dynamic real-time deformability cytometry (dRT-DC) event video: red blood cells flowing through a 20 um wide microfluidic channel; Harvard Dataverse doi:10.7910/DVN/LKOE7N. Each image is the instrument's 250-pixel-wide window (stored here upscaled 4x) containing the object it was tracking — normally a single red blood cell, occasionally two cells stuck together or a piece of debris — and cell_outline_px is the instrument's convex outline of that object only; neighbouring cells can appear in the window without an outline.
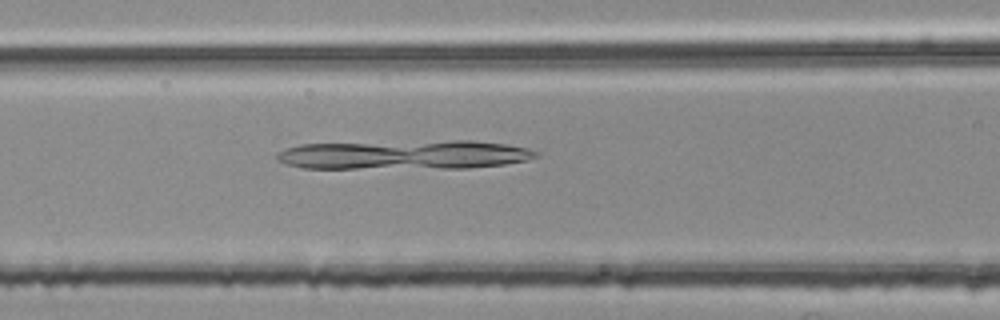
{"species": "common noctule bat (a hibernating species)", "species_latin": "Nyctalus noctula", "temperature_condition": "room temperature", "stored_images_in_passage": 42, "camera_frame_rate_fps": 3000, "um_per_image_px": 0.085, "animal": {"sex": "female", "body_mass_g": 25.1}, "frame": {"image": 1, "passage_image": 11, "time_ms": 3.333, "image_size_px": [1000, 320], "cell_outline_px": [[540, 156], [528, 160], [504, 164], [468, 168], [300, 168], [276, 160], [276, 152], [284, 148], [300, 144], [452, 140], [472, 140], [504, 144], [528, 148], [540, 152]], "centroid_in_image_um": [34.37, 13.15], "position_along_channel_um": 132.2, "area_um2": 44.45}}
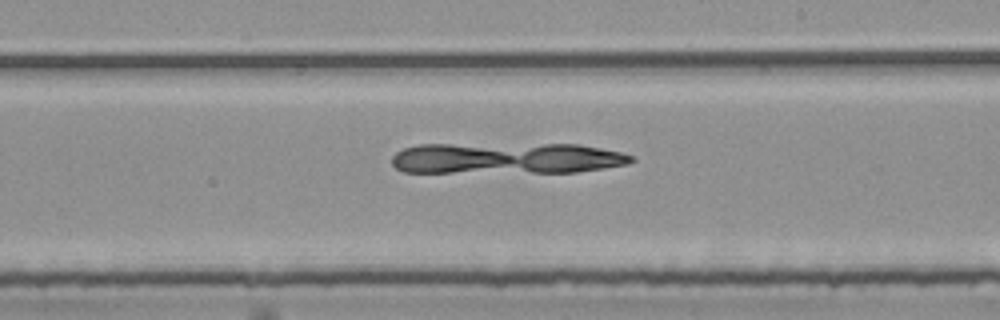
{"frame": {"image": 2, "passage_image": 20, "time_ms": 6.333, "image_size_px": [1000, 320], "cell_outline_px": [[636, 160], [628, 164], [576, 172], [404, 172], [396, 168], [392, 164], [392, 156], [396, 152], [404, 148], [416, 144], [580, 144], [624, 152], [632, 156]], "centroid_in_image_um": [43.07, 13.44], "position_along_channel_um": 245.9, "area_um2": 43.93}}
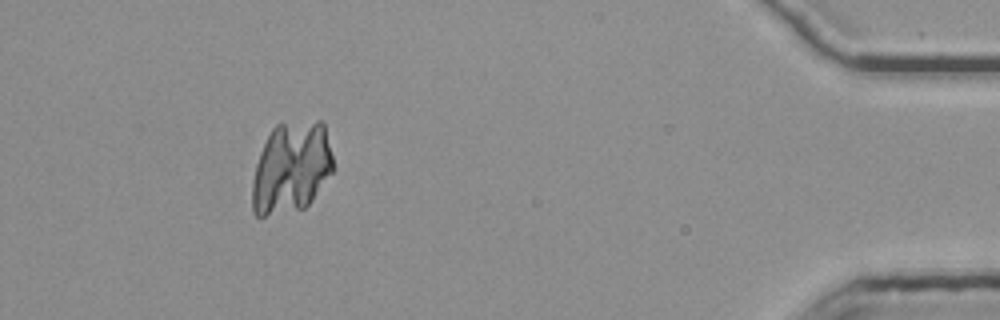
{"frame": {"image": 3, "passage_image": 38, "time_ms": 12.333, "image_size_px": [1000, 320], "cell_outline_px": [[332, 172], [312, 200], [304, 208], [264, 216], [256, 216], [252, 212], [252, 184], [256, 164], [260, 152], [272, 128], [276, 124], [316, 120], [320, 120], [324, 124], [332, 156]], "centroid_in_image_um": [24.74, 14.25], "position_along_channel_um": 410.5, "area_um2": 42.89}}